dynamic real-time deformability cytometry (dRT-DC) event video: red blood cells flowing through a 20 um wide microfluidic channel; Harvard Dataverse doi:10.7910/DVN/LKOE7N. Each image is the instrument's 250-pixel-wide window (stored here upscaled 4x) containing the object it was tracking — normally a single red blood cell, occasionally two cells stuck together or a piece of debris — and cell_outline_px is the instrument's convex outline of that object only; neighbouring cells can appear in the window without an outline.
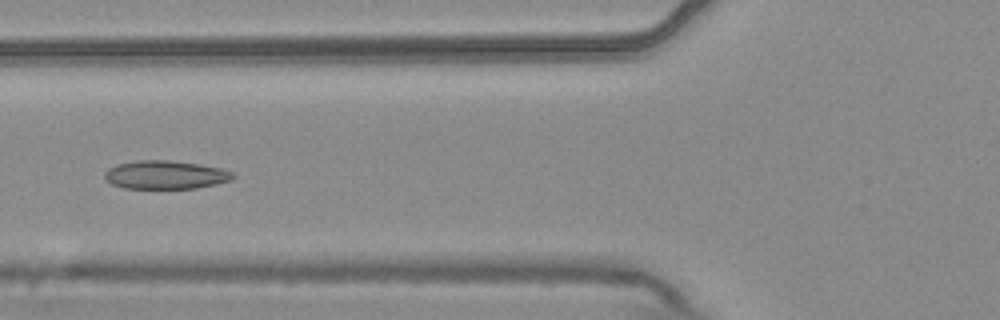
{"species": "common noctule bat (a hibernating species)", "species_latin": "Nyctalus noctula", "temperature_condition": "warm", "stored_images_in_passage": 5, "camera_frame_rate_fps": 3000, "um_per_image_px": 0.085, "animal": {"sex": "male", "body_mass_g": 20.4}, "frame": {"image": 1, "passage_image": 5, "time_ms": 1.333, "image_size_px": [1000, 320], "cell_outline_px": [[236, 176], [232, 180], [216, 184], [196, 188], [124, 188], [112, 184], [104, 176], [104, 172], [108, 168], [116, 164], [140, 160], [168, 160], [200, 164], [220, 168], [232, 172]], "centroid_in_image_um": [14.07, 14.85], "position_along_channel_um": 111.7, "area_um2": 21.21}}